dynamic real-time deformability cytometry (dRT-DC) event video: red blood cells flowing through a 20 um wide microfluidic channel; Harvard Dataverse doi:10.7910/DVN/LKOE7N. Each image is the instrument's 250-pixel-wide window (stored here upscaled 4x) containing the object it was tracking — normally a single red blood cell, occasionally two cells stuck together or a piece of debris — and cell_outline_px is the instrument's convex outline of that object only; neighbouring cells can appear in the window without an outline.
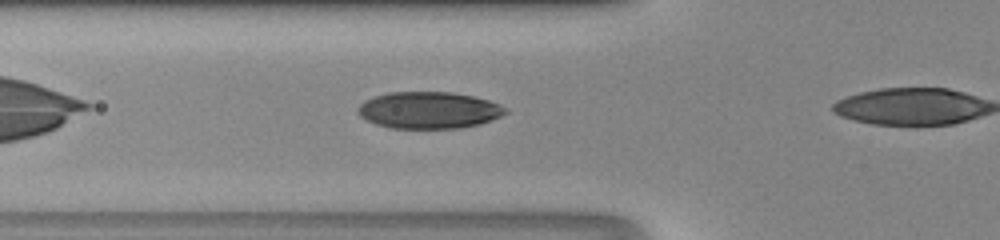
{"species": "human", "species_latin": "Homo sapiens", "temperature_condition": "room temperature", "stored_images_in_passage": 11, "camera_frame_rate_fps": 3000, "um_per_image_px": 0.085, "donor": {"sex": "male"}, "frame": {"image": 1, "passage_image": 4, "time_ms": 1.0, "image_size_px": [1000, 240], "cell_outline_px": [[508, 112], [492, 120], [480, 124], [460, 128], [392, 128], [376, 124], [364, 120], [356, 112], [356, 108], [364, 100], [388, 92], [452, 92], [472, 96], [488, 100], [500, 104]], "centroid_in_image_um": [36.41, 9.36], "position_along_channel_um": 89.4, "area_um2": 31.73}}
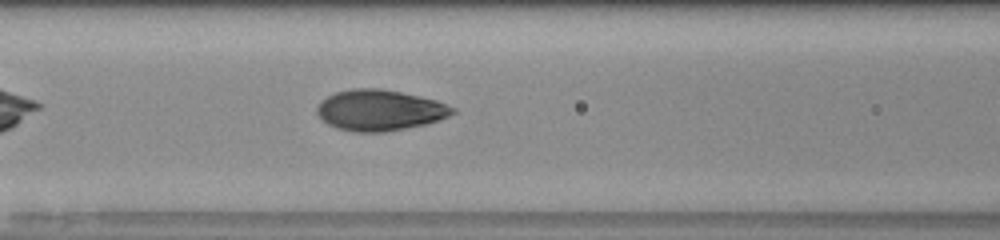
{"frame": {"image": 2, "passage_image": 7, "time_ms": 2.0, "image_size_px": [1000, 240], "cell_outline_px": [[456, 112], [448, 116], [428, 124], [384, 132], [356, 132], [336, 128], [328, 124], [316, 112], [316, 108], [320, 100], [336, 92], [352, 88], [380, 88], [420, 96], [436, 100], [456, 108]], "centroid_in_image_um": [32.28, 9.37], "position_along_channel_um": 134.3, "area_um2": 32.37}}